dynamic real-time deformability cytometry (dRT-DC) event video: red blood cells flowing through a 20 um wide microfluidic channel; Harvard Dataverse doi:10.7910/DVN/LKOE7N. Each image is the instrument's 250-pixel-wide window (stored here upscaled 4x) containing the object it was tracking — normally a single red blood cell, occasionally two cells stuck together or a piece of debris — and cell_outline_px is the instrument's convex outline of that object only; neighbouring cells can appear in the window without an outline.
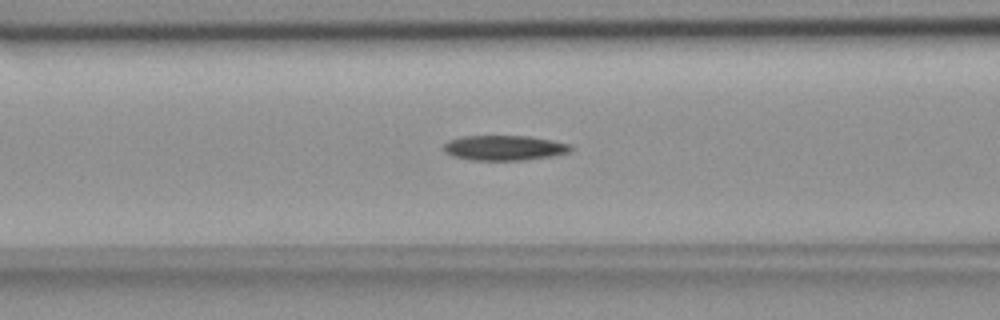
{"species": "common noctule bat (a hibernating species)", "species_latin": "Nyctalus noctula", "temperature_condition": "room temperature", "stored_images_in_passage": 52, "camera_frame_rate_fps": 3000, "um_per_image_px": 0.085, "animal": {"sex": "female", "body_mass_g": 18.4}, "frame": {"image": 1, "passage_image": 19, "time_ms": 6.0, "image_size_px": [1000, 320], "cell_outline_px": [[572, 148], [568, 152], [552, 156], [524, 160], [472, 160], [452, 156], [444, 152], [444, 144], [448, 140], [464, 136], [528, 136], [552, 140], [572, 144]], "centroid_in_image_um": [42.86, 12.57], "position_along_channel_um": 123.7, "area_um2": 18.55}}
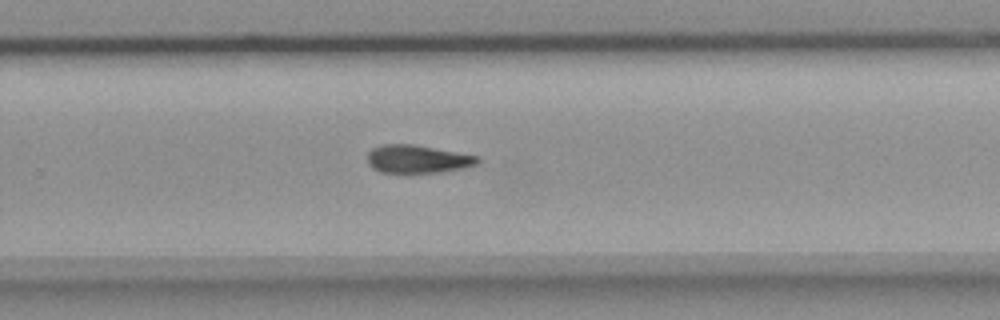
{"frame": {"image": 2, "passage_image": 33, "time_ms": 10.667, "image_size_px": [1000, 320], "cell_outline_px": [[480, 160], [476, 164], [464, 168], [436, 172], [404, 176], [380, 172], [372, 168], [368, 164], [368, 152], [372, 148], [380, 144], [412, 144], [480, 156]], "centroid_in_image_um": [35.43, 13.56], "position_along_channel_um": 294.4, "area_um2": 18.73}}
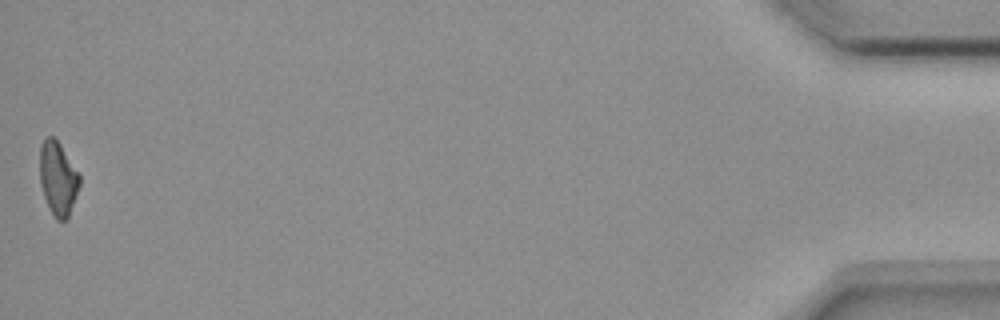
{"frame": {"image": 3, "passage_image": 52, "time_ms": 17.0, "image_size_px": [1000, 320], "cell_outline_px": [[80, 184], [68, 220], [56, 220], [52, 216], [44, 196], [40, 184], [40, 144], [48, 136], [52, 136], [60, 144], [80, 176]], "centroid_in_image_um": [4.92, 15.21], "position_along_channel_um": 430.3, "area_um2": 17.05}, "authors_computed_cell_mechanics": {"area_um2": 18.6405, "velocity_mm_per_s": 3.6688, "shape_relaxation_time_tau1_ms": 6.4922, "shape_relaxation_time_tau2_ms": null, "deformation_change_tau1": 0.1544, "deformation_change_tau2": null}}